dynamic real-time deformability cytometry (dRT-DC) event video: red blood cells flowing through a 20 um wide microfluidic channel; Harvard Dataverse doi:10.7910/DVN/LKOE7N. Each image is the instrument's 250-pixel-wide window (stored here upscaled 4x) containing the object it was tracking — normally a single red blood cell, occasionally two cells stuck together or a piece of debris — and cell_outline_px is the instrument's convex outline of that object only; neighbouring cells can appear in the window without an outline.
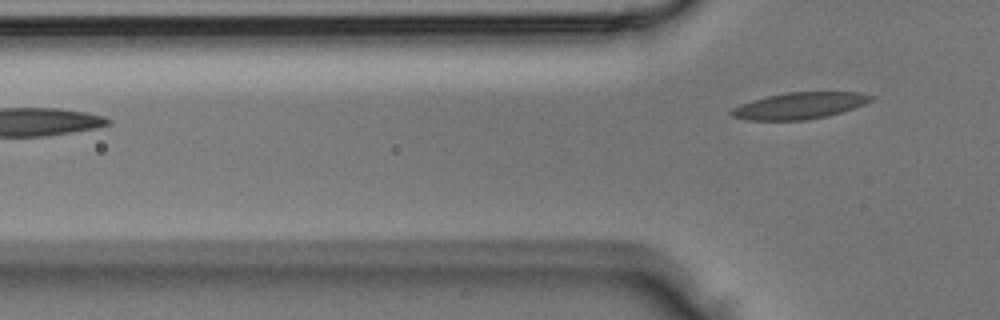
{"species": "Egyptian fruit bat (a non-hibernating species)", "species_latin": "Rousettus aegyptiacus", "temperature_condition": "room temperature", "stored_images_in_passage": 5, "camera_frame_rate_fps": 3000, "um_per_image_px": 0.085, "animal": {"sex": "male"}, "frame": {"image": 1, "passage_image": 5, "time_ms": 1.333, "image_size_px": [1000, 320], "cell_outline_px": [[876, 96], [872, 100], [864, 104], [828, 116], [804, 120], [748, 120], [732, 116], [728, 112], [732, 108], [740, 104], [752, 100], [768, 96], [788, 92], [860, 92]], "centroid_in_image_um": [67.95, 8.98], "position_along_channel_um": 57.8, "area_um2": 21.5}}